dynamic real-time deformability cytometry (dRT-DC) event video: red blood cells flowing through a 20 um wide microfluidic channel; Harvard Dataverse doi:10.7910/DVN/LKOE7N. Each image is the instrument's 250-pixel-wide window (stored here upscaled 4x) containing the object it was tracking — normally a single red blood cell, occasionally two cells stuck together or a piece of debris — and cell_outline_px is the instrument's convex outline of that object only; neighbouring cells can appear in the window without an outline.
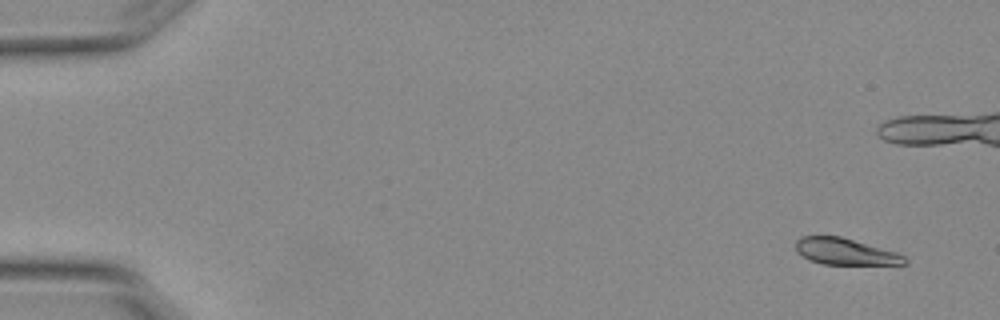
{"species": "Egyptian fruit bat (a non-hibernating species)", "species_latin": "Rousettus aegyptiacus", "temperature_condition": "warm", "stored_images_in_passage": 10, "camera_frame_rate_fps": 3000, "um_per_image_px": 0.085, "animal": {"sex": "female"}, "frame": {"image": 1, "passage_image": 1, "time_ms": 0.0, "image_size_px": [1000, 320], "cell_outline_px": [[908, 264], [824, 264], [808, 260], [796, 248], [796, 240], [800, 236], [840, 236], [896, 252], [904, 256], [908, 260]], "centroid_in_image_um": [71.86, 21.38], "position_along_channel_um": 13.1, "area_um2": 16.59}}
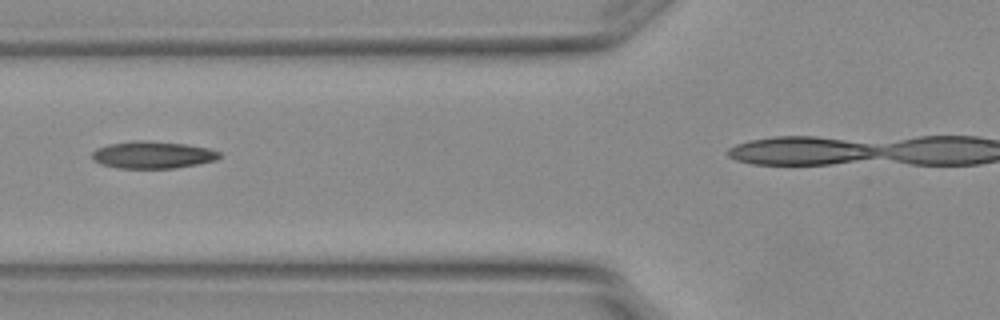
{"frame": {"image": 2, "passage_image": 6, "time_ms": 1.667, "image_size_px": [1000, 320], "cell_outline_px": [[220, 156], [216, 160], [176, 168], [120, 168], [100, 164], [92, 160], [92, 152], [96, 148], [108, 144], [132, 140], [144, 140], [188, 144], [208, 148], [220, 152]], "centroid_in_image_um": [12.94, 13.15], "position_along_channel_um": 112.9, "area_um2": 20.29}}
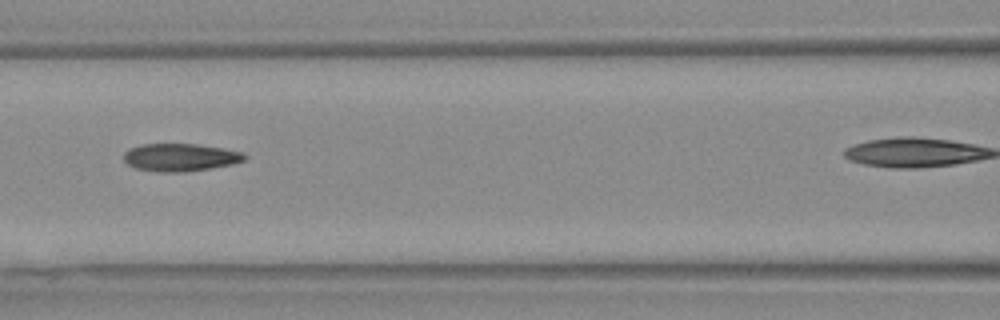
{"frame": {"image": 3, "passage_image": 7, "time_ms": 2.0, "image_size_px": [1000, 320], "cell_outline_px": [[248, 156], [244, 160], [232, 164], [208, 168], [180, 172], [156, 172], [136, 168], [128, 164], [124, 160], [124, 152], [128, 148], [140, 144], [196, 144], [244, 152]], "centroid_in_image_um": [15.29, 13.37], "position_along_channel_um": 151.3, "area_um2": 19.42}}